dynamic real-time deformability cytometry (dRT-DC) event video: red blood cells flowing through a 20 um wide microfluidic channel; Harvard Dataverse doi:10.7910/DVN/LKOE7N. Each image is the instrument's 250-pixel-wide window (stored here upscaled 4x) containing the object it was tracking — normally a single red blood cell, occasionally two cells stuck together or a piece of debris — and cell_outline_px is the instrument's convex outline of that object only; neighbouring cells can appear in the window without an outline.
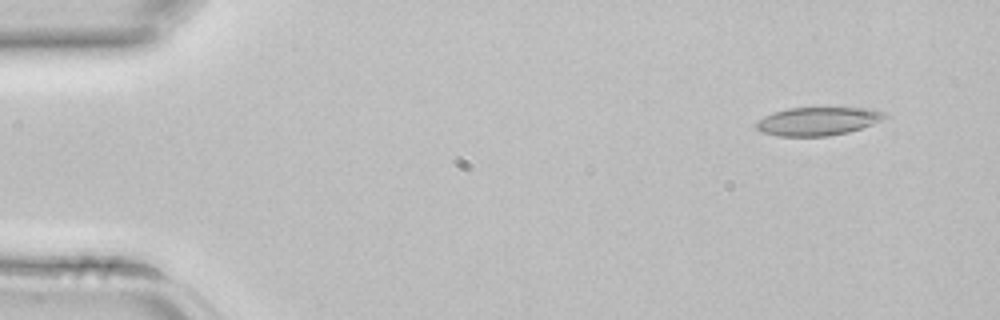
{"species": "common noctule bat (a hibernating species)", "species_latin": "Nyctalus noctula", "temperature_condition": "room temperature", "stored_images_in_passage": 3, "camera_frame_rate_fps": 3000, "um_per_image_px": 0.085, "animal": {"sex": "female", "body_mass_g": 22.7, "forearm_length_mm": 54.2}, "frame": {"image": 1, "passage_image": 1, "time_ms": 0.0, "image_size_px": [1000, 320], "cell_outline_px": [[892, 116], [872, 124], [848, 132], [828, 136], [776, 136], [760, 132], [756, 128], [756, 124], [764, 116], [772, 112], [788, 108], [868, 108], [888, 112]], "centroid_in_image_um": [69.56, 10.3], "position_along_channel_um": 15.4, "area_um2": 21.39}}
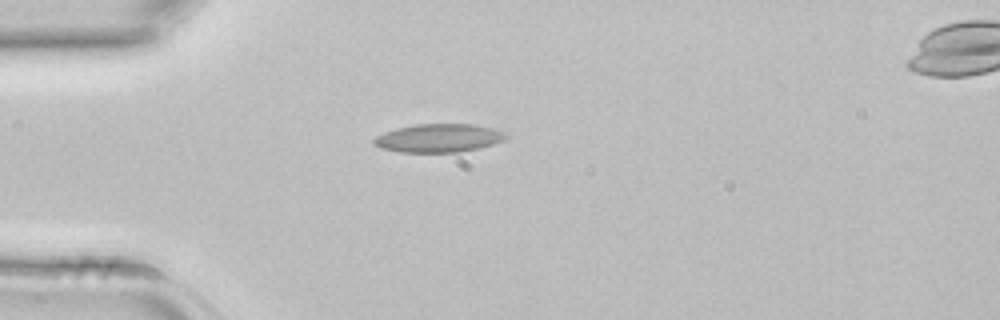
{"frame": {"image": 2, "passage_image": 2, "time_ms": 0.333, "image_size_px": [1000, 320], "cell_outline_px": [[508, 136], [504, 140], [480, 148], [460, 152], [400, 152], [380, 148], [372, 144], [372, 140], [376, 136], [384, 132], [396, 128], [416, 124], [472, 124], [492, 128], [504, 132]], "centroid_in_image_um": [37.25, 11.74], "position_along_channel_um": 47.7, "area_um2": 21.91}}